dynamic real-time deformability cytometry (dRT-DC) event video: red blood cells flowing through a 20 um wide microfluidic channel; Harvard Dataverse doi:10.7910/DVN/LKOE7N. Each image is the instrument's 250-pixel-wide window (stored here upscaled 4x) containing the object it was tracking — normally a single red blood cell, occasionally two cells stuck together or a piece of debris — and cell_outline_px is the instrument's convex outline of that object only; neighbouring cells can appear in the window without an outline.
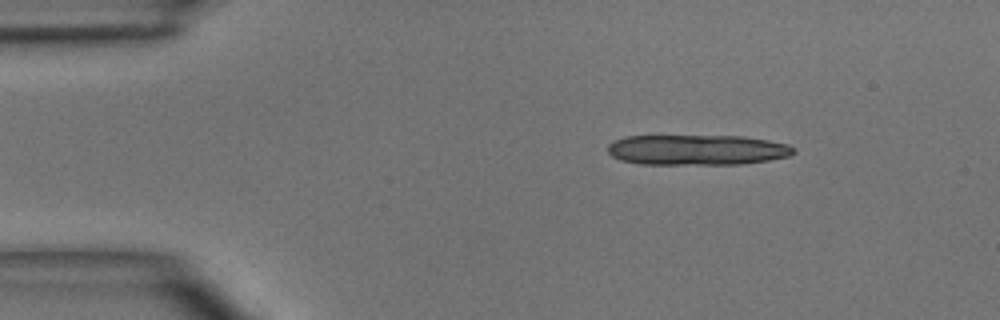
{"species": "common noctule bat (a hibernating species)", "species_latin": "Nyctalus noctula", "temperature_condition": "room temperature", "stored_images_in_passage": 4, "camera_frame_rate_fps": 3000, "um_per_image_px": 0.085, "animal": {"sex": "male", "body_mass_g": 15.6}, "frame": {"image": 1, "passage_image": 2, "time_ms": 1.0, "image_size_px": [1000, 320], "cell_outline_px": [[796, 152], [792, 156], [768, 160], [740, 164], [640, 164], [620, 160], [612, 156], [608, 152], [608, 144], [624, 136], [744, 136], [768, 140], [788, 144], [796, 148]], "centroid_in_image_um": [59.28, 12.74], "position_along_channel_um": 25.7, "area_um2": 33.12}}